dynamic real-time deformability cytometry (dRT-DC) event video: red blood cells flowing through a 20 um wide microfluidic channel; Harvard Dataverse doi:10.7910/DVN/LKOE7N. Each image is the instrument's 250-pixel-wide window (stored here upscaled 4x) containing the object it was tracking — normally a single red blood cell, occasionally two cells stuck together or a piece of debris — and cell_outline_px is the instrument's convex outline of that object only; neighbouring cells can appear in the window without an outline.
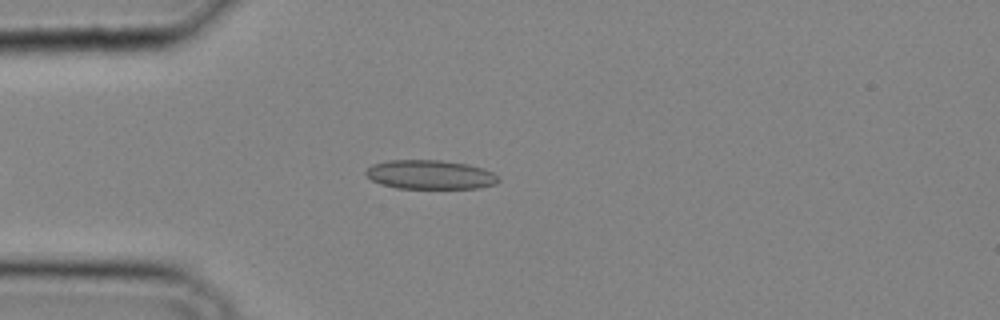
{"species": "common noctule bat (a hibernating species)", "species_latin": "Nyctalus noctula", "temperature_condition": "cold", "stored_images_in_passage": 26, "camera_frame_rate_fps": 3000, "um_per_image_px": 0.085, "animal": {"sex": "male", "body_mass_g": 20.4}, "frame": {"image": 1, "passage_image": 2, "time_ms": 0.333, "image_size_px": [1000, 320], "cell_outline_px": [[500, 180], [496, 184], [480, 188], [396, 188], [380, 184], [372, 180], [364, 172], [372, 164], [388, 160], [440, 160], [468, 164], [484, 168], [492, 172]], "centroid_in_image_um": [36.56, 14.84], "position_along_channel_um": 48.4, "area_um2": 22.54}}
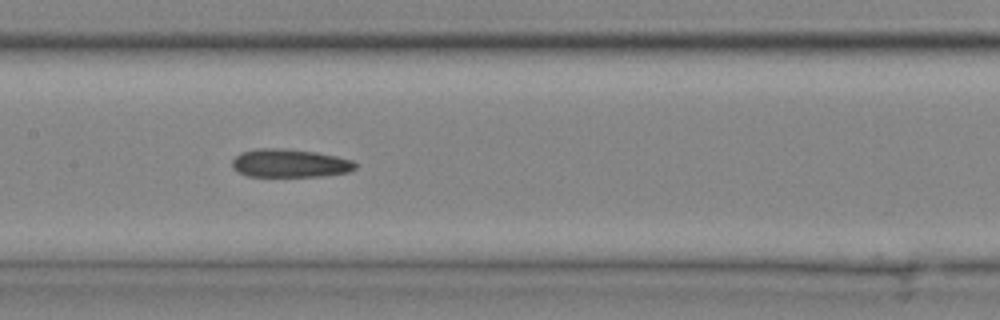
{"frame": {"image": 2, "passage_image": 10, "time_ms": 3.0, "image_size_px": [1000, 320], "cell_outline_px": [[356, 168], [348, 172], [320, 176], [248, 176], [232, 168], [232, 160], [240, 152], [256, 148], [284, 148], [316, 152], [336, 156], [352, 160], [356, 164]], "centroid_in_image_um": [24.61, 13.86], "position_along_channel_um": 182.8, "area_um2": 20.29}}
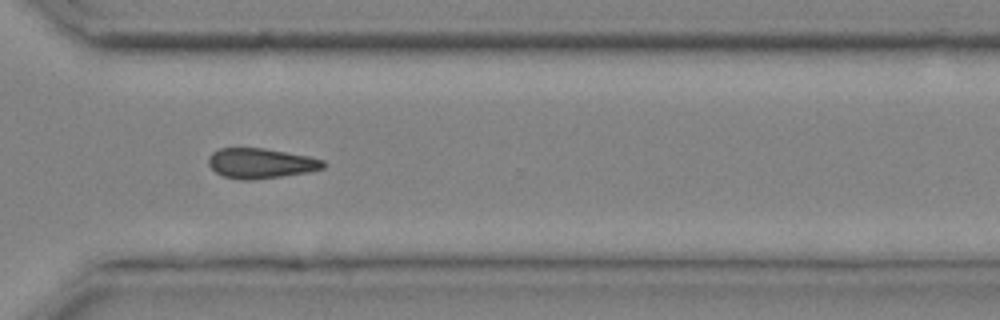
{"frame": {"image": 3, "passage_image": 19, "time_ms": 6.0, "image_size_px": [1000, 320], "cell_outline_px": [[328, 164], [324, 168], [308, 172], [252, 180], [240, 180], [224, 176], [216, 172], [208, 164], [208, 156], [212, 152], [220, 148], [264, 148], [308, 156], [324, 160]], "centroid_in_image_um": [22.17, 13.88], "position_along_channel_um": 348.4, "area_um2": 20.17}}